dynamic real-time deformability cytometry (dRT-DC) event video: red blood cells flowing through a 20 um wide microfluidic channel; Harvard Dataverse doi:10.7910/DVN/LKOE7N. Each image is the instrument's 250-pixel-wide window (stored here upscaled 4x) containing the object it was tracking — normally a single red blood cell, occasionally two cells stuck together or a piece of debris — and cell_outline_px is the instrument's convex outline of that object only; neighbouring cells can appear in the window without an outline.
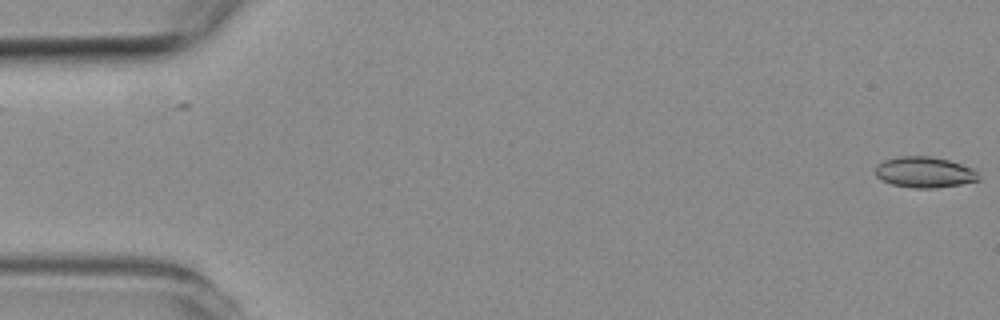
{"species": "common noctule bat (a hibernating species)", "species_latin": "Nyctalus noctula", "temperature_condition": "room temperature", "stored_images_in_passage": 5, "camera_frame_rate_fps": 3000, "um_per_image_px": 0.085, "animal": {"sex": "female", "body_mass_g": 19.3, "forearm_length_mm": 54.1}, "frame": {"image": 1, "passage_image": 1, "time_ms": 0.0, "image_size_px": [1000, 320], "cell_outline_px": [[980, 180], [960, 184], [936, 188], [912, 188], [892, 184], [876, 176], [876, 164], [884, 160], [896, 156], [932, 156], [948, 160], [972, 168], [976, 172]], "centroid_in_image_um": [78.56, 14.63], "position_along_channel_um": 6.4, "area_um2": 18.5}}